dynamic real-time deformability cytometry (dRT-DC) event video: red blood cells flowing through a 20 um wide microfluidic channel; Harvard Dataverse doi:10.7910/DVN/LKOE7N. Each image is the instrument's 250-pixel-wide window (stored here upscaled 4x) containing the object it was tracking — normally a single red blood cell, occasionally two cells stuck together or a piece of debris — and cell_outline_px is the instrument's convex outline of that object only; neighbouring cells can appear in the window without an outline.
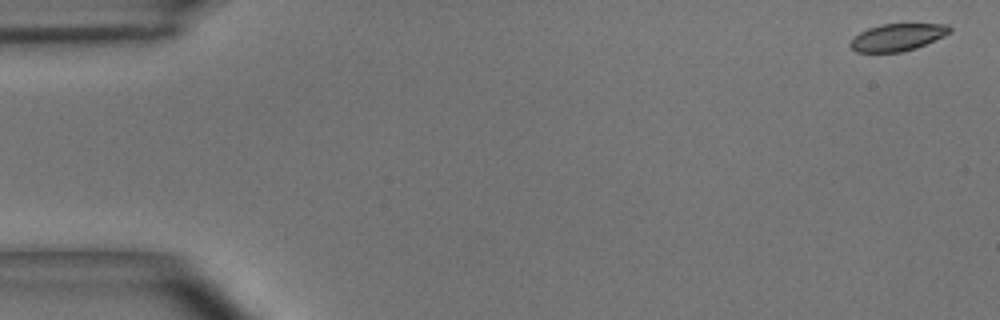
{"species": "common noctule bat (a hibernating species)", "species_latin": "Nyctalus noctula", "temperature_condition": "room temperature", "stored_images_in_passage": 8, "camera_frame_rate_fps": 3000, "um_per_image_px": 0.085, "animal": {"sex": "male", "body_mass_g": 15.6}, "frame": {"image": 1, "passage_image": 1, "time_ms": 0.0, "image_size_px": [1000, 320], "cell_outline_px": [[952, 32], [944, 36], [916, 48], [900, 52], [856, 52], [848, 44], [860, 32], [868, 28], [880, 24], [948, 24], [952, 28]], "centroid_in_image_um": [76.31, 3.16], "position_along_channel_um": 8.7, "area_um2": 15.72}}